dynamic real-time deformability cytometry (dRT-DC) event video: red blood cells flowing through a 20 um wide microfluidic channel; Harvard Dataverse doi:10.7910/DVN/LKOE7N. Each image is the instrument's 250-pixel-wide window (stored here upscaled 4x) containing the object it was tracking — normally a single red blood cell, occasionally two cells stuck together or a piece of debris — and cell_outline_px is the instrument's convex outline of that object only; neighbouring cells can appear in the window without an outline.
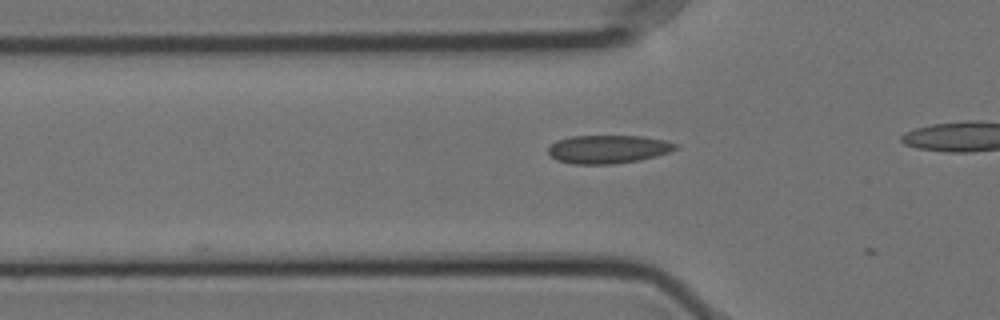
{"species": "Egyptian fruit bat (a non-hibernating species)", "species_latin": "Rousettus aegyptiacus", "temperature_condition": "cold", "stored_images_in_passage": 7, "camera_frame_rate_fps": 3000, "um_per_image_px": 0.085, "animal": {"sex": "female"}, "frame": {"image": 1, "passage_image": 4, "time_ms": 1.0, "image_size_px": [1000, 320], "cell_outline_px": [[680, 148], [656, 156], [640, 160], [612, 164], [572, 164], [556, 160], [548, 152], [548, 148], [556, 140], [572, 136], [644, 136], [664, 140], [680, 144]], "centroid_in_image_um": [51.72, 12.68], "position_along_channel_um": 74.1, "area_um2": 21.15}}
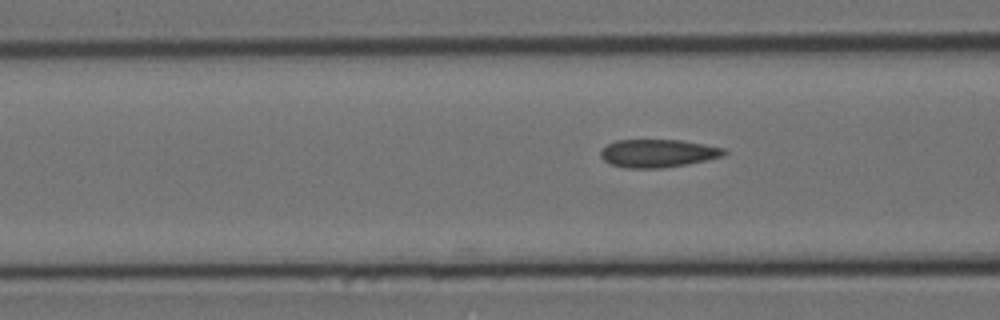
{"frame": {"image": 2, "passage_image": 7, "time_ms": 2.0, "image_size_px": [1000, 320], "cell_outline_px": [[728, 152], [724, 156], [688, 164], [660, 168], [624, 168], [608, 164], [600, 156], [600, 152], [608, 144], [616, 140], [680, 140], [704, 144], [724, 148]], "centroid_in_image_um": [55.92, 13.03], "position_along_channel_um": 110.7, "area_um2": 20.23}}